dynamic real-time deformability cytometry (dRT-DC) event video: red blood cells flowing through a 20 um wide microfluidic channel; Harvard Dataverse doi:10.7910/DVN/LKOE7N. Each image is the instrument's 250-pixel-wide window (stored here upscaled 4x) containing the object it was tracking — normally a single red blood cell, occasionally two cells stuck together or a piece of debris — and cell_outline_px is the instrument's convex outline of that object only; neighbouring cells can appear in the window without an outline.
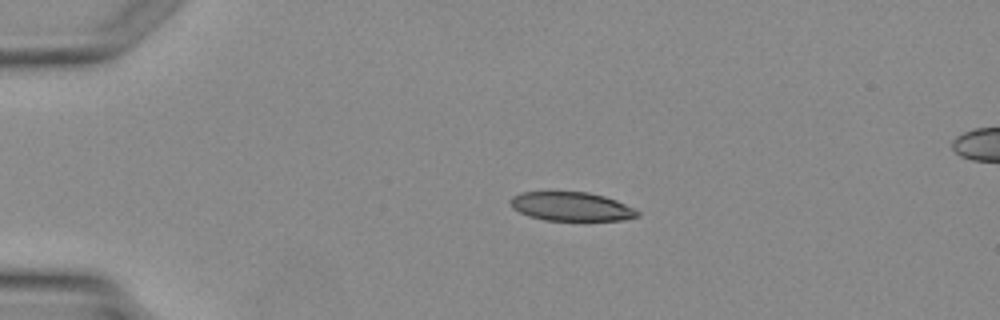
{"species": "Egyptian fruit bat (a non-hibernating species)", "species_latin": "Rousettus aegyptiacus", "temperature_condition": "warm", "stored_images_in_passage": 4, "segment_of_instrument_passage": [1, 2], "camera_frame_rate_fps": 3000, "um_per_image_px": 0.085, "animal": {"sex": "female"}, "frame": {"image": 1, "passage_image": 2, "time_ms": 1.333, "image_size_px": [1000, 320], "cell_outline_px": [[640, 216], [624, 220], [544, 220], [528, 216], [512, 208], [508, 200], [512, 196], [520, 192], [548, 188], [588, 192], [604, 196], [616, 200], [640, 212]], "centroid_in_image_um": [48.46, 17.49], "position_along_channel_um": 36.5, "area_um2": 22.37}}